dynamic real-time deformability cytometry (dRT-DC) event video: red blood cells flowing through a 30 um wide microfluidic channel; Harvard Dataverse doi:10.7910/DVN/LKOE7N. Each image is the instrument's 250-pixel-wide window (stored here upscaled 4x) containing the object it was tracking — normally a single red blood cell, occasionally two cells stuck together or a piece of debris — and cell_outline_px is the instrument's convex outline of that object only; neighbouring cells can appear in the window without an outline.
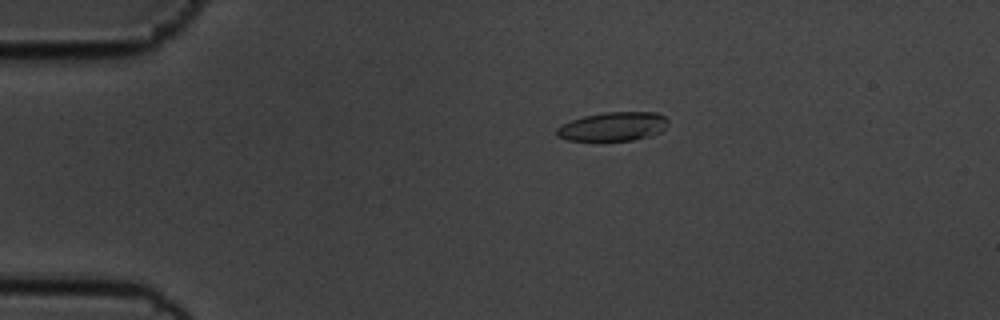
{"species": "common noctule bat (a hibernating species)", "species_latin": "Nyctalus noctula", "temperature_condition": "cold", "stored_images_in_passage": 57, "camera_frame_rate_fps": 3000, "um_per_image_px": 0.085, "animal": {"sex": "male", "body_mass_g": 19.5, "forearm_length_mm": 54.6}, "frame": {"image": 1, "passage_image": 12, "time_ms": 3.667, "image_size_px": [1000, 320], "cell_outline_px": [[668, 124], [660, 132], [652, 136], [632, 140], [600, 144], [568, 140], [556, 136], [556, 128], [572, 120], [584, 116], [604, 112], [656, 112], [664, 116], [668, 120]], "centroid_in_image_um": [52.08, 10.81], "position_along_channel_um": 32.9, "area_um2": 19.59}}
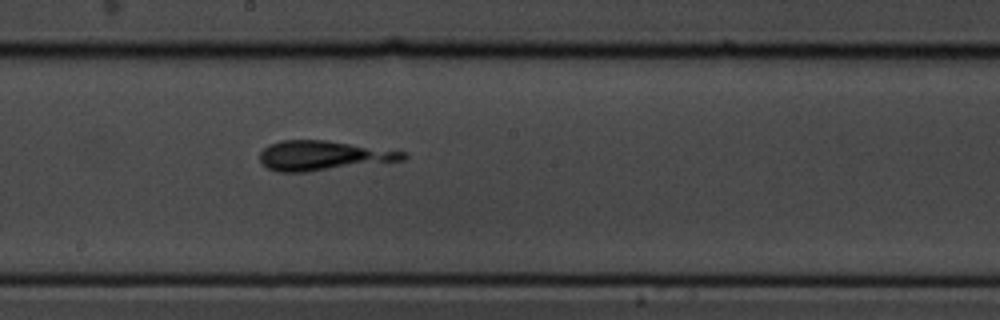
{"frame": {"image": 2, "passage_image": 32, "time_ms": 10.333, "image_size_px": [1000, 320], "cell_outline_px": [[408, 156], [404, 160], [308, 172], [280, 172], [268, 168], [260, 160], [260, 152], [268, 144], [280, 140], [324, 140], [408, 152]], "centroid_in_image_um": [27.47, 13.23], "position_along_channel_um": 220.7, "area_um2": 24.74}}
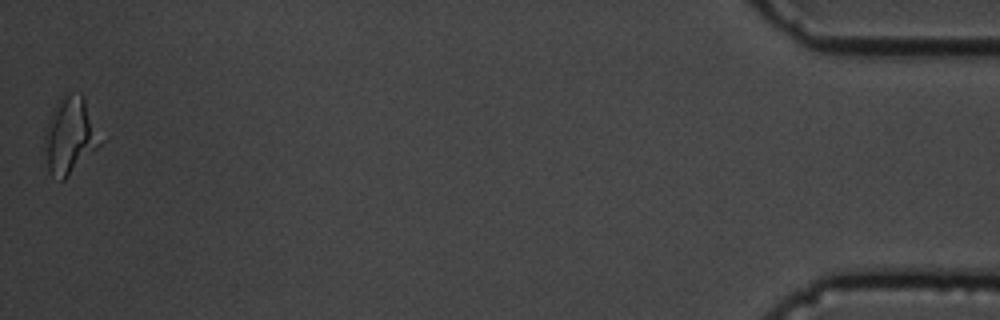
{"frame": {"image": 3, "passage_image": 57, "time_ms": 18.667, "image_size_px": [1000, 320], "cell_outline_px": [[104, 140], [64, 180], [60, 180], [52, 176], [48, 168], [44, 140], [44, 136], [48, 120], [56, 100], [60, 96], [80, 92], [84, 96]], "centroid_in_image_um": [5.96, 11.48], "position_along_channel_um": 429.2, "area_um2": 24.91}}